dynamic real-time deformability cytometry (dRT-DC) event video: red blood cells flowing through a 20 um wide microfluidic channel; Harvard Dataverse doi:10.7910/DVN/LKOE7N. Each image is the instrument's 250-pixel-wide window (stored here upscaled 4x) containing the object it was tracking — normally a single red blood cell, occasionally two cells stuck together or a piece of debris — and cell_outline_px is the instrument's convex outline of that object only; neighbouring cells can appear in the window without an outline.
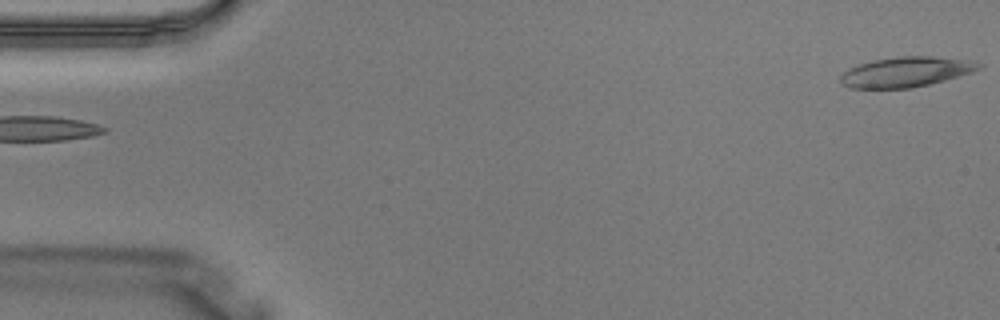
{"species": "Egyptian fruit bat (a non-hibernating species)", "species_latin": "Rousettus aegyptiacus", "temperature_condition": "warm", "stored_images_in_passage": 4, "segment_of_instrument_passage": [1, 2], "camera_frame_rate_fps": 3000, "um_per_image_px": 0.085, "animal": {"sex": "male"}, "frame": {"image": 1, "passage_image": 1, "time_ms": 0.0, "image_size_px": [1000, 320], "cell_outline_px": [[984, 68], [972, 72], [944, 80], [912, 88], [848, 88], [840, 84], [840, 76], [848, 68], [872, 60], [900, 56], [932, 56], [968, 60], [984, 64]], "centroid_in_image_um": [77.0, 6.11], "position_along_channel_um": 8.0, "area_um2": 24.33}}